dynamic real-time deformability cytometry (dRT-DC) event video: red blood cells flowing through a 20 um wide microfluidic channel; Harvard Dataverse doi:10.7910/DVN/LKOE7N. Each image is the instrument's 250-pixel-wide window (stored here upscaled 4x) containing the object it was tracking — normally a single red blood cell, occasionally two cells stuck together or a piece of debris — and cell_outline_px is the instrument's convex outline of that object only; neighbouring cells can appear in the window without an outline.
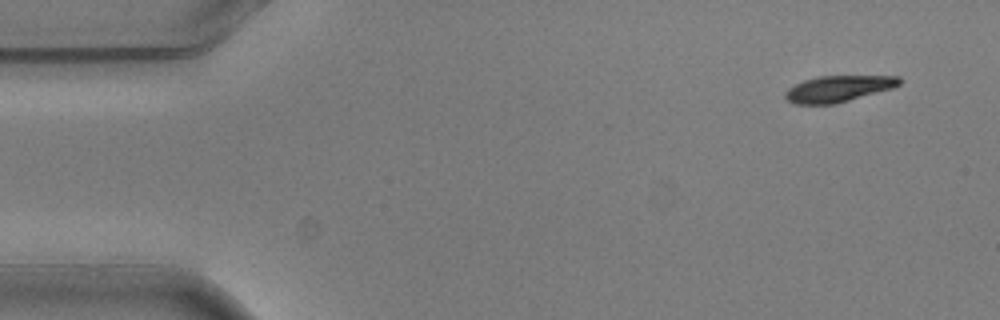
{"species": "common noctule bat (a hibernating species)", "species_latin": "Nyctalus noctula", "temperature_condition": "warm", "stored_images_in_passage": 3, "camera_frame_rate_fps": 3000, "um_per_image_px": 0.085, "animal": {"sex": "male", "body_mass_g": 20.5, "forearm_length_mm": 52.5}, "frame": {"image": 1, "passage_image": 1, "time_ms": 0.0, "image_size_px": [1000, 320], "cell_outline_px": [[904, 80], [900, 84], [892, 88], [836, 104], [792, 104], [784, 96], [784, 92], [788, 88], [804, 80], [816, 76], [900, 76]], "centroid_in_image_um": [71.25, 7.54], "position_along_channel_um": 13.7, "area_um2": 17.57}}